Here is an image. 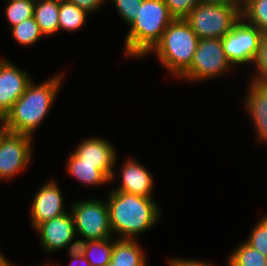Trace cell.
<instances>
[{
  "label": "cell",
  "instance_id": "cell-1",
  "mask_svg": "<svg viewBox=\"0 0 267 266\" xmlns=\"http://www.w3.org/2000/svg\"><path fill=\"white\" fill-rule=\"evenodd\" d=\"M107 205L113 237L137 240V236L151 230L161 219V211L150 197L109 190Z\"/></svg>",
  "mask_w": 267,
  "mask_h": 266
},
{
  "label": "cell",
  "instance_id": "cell-2",
  "mask_svg": "<svg viewBox=\"0 0 267 266\" xmlns=\"http://www.w3.org/2000/svg\"><path fill=\"white\" fill-rule=\"evenodd\" d=\"M63 76V72L55 73L40 84L32 80L5 115L4 124L8 131L34 137L33 133L51 111L61 89Z\"/></svg>",
  "mask_w": 267,
  "mask_h": 266
},
{
  "label": "cell",
  "instance_id": "cell-3",
  "mask_svg": "<svg viewBox=\"0 0 267 266\" xmlns=\"http://www.w3.org/2000/svg\"><path fill=\"white\" fill-rule=\"evenodd\" d=\"M173 20L164 0H143L125 37L124 56L137 60L147 56Z\"/></svg>",
  "mask_w": 267,
  "mask_h": 266
},
{
  "label": "cell",
  "instance_id": "cell-4",
  "mask_svg": "<svg viewBox=\"0 0 267 266\" xmlns=\"http://www.w3.org/2000/svg\"><path fill=\"white\" fill-rule=\"evenodd\" d=\"M199 38L185 19H174L165 29L153 52L162 67L179 78L191 65Z\"/></svg>",
  "mask_w": 267,
  "mask_h": 266
},
{
  "label": "cell",
  "instance_id": "cell-5",
  "mask_svg": "<svg viewBox=\"0 0 267 266\" xmlns=\"http://www.w3.org/2000/svg\"><path fill=\"white\" fill-rule=\"evenodd\" d=\"M242 6L200 2L187 15L185 21L199 39L222 38L239 21Z\"/></svg>",
  "mask_w": 267,
  "mask_h": 266
},
{
  "label": "cell",
  "instance_id": "cell-6",
  "mask_svg": "<svg viewBox=\"0 0 267 266\" xmlns=\"http://www.w3.org/2000/svg\"><path fill=\"white\" fill-rule=\"evenodd\" d=\"M90 198L76 201L70 205V213L75 225L78 243L113 237L106 199Z\"/></svg>",
  "mask_w": 267,
  "mask_h": 266
},
{
  "label": "cell",
  "instance_id": "cell-7",
  "mask_svg": "<svg viewBox=\"0 0 267 266\" xmlns=\"http://www.w3.org/2000/svg\"><path fill=\"white\" fill-rule=\"evenodd\" d=\"M233 66L226 58L221 38L199 39L190 67L177 79L193 83L216 79Z\"/></svg>",
  "mask_w": 267,
  "mask_h": 266
},
{
  "label": "cell",
  "instance_id": "cell-8",
  "mask_svg": "<svg viewBox=\"0 0 267 266\" xmlns=\"http://www.w3.org/2000/svg\"><path fill=\"white\" fill-rule=\"evenodd\" d=\"M263 33L248 24L242 17L224 37L221 38L223 50L230 64L234 66L251 65L258 52Z\"/></svg>",
  "mask_w": 267,
  "mask_h": 266
},
{
  "label": "cell",
  "instance_id": "cell-9",
  "mask_svg": "<svg viewBox=\"0 0 267 266\" xmlns=\"http://www.w3.org/2000/svg\"><path fill=\"white\" fill-rule=\"evenodd\" d=\"M33 137L7 131L0 141V180L10 181L24 171L33 158Z\"/></svg>",
  "mask_w": 267,
  "mask_h": 266
},
{
  "label": "cell",
  "instance_id": "cell-10",
  "mask_svg": "<svg viewBox=\"0 0 267 266\" xmlns=\"http://www.w3.org/2000/svg\"><path fill=\"white\" fill-rule=\"evenodd\" d=\"M35 231L39 235L42 248L48 254L63 250L67 246L69 247L68 251L78 247L79 243L75 239L76 230L70 211L39 224Z\"/></svg>",
  "mask_w": 267,
  "mask_h": 266
},
{
  "label": "cell",
  "instance_id": "cell-11",
  "mask_svg": "<svg viewBox=\"0 0 267 266\" xmlns=\"http://www.w3.org/2000/svg\"><path fill=\"white\" fill-rule=\"evenodd\" d=\"M57 180L50 179L42 185L31 203L30 221L35 229L39 224L69 212Z\"/></svg>",
  "mask_w": 267,
  "mask_h": 266
},
{
  "label": "cell",
  "instance_id": "cell-12",
  "mask_svg": "<svg viewBox=\"0 0 267 266\" xmlns=\"http://www.w3.org/2000/svg\"><path fill=\"white\" fill-rule=\"evenodd\" d=\"M28 72L18 68L9 59L0 58V111L6 113L22 96L33 80Z\"/></svg>",
  "mask_w": 267,
  "mask_h": 266
},
{
  "label": "cell",
  "instance_id": "cell-13",
  "mask_svg": "<svg viewBox=\"0 0 267 266\" xmlns=\"http://www.w3.org/2000/svg\"><path fill=\"white\" fill-rule=\"evenodd\" d=\"M120 175L114 172L110 178V182L115 180V176H119L120 184L113 191H121L126 193L135 194L142 197L153 196L154 180L152 173L142 163L133 157L124 161L121 166Z\"/></svg>",
  "mask_w": 267,
  "mask_h": 266
},
{
  "label": "cell",
  "instance_id": "cell-14",
  "mask_svg": "<svg viewBox=\"0 0 267 266\" xmlns=\"http://www.w3.org/2000/svg\"><path fill=\"white\" fill-rule=\"evenodd\" d=\"M73 153L80 159V163L98 164L102 170L111 178L114 166L117 162V152L113 144L101 137H89L80 141Z\"/></svg>",
  "mask_w": 267,
  "mask_h": 266
},
{
  "label": "cell",
  "instance_id": "cell-15",
  "mask_svg": "<svg viewBox=\"0 0 267 266\" xmlns=\"http://www.w3.org/2000/svg\"><path fill=\"white\" fill-rule=\"evenodd\" d=\"M244 98V109L250 116L255 129V137L267 144V84L249 80Z\"/></svg>",
  "mask_w": 267,
  "mask_h": 266
},
{
  "label": "cell",
  "instance_id": "cell-16",
  "mask_svg": "<svg viewBox=\"0 0 267 266\" xmlns=\"http://www.w3.org/2000/svg\"><path fill=\"white\" fill-rule=\"evenodd\" d=\"M66 170L75 180L87 187L106 186L110 184V178L100 169L98 164L80 163V159L72 152L68 156Z\"/></svg>",
  "mask_w": 267,
  "mask_h": 266
},
{
  "label": "cell",
  "instance_id": "cell-17",
  "mask_svg": "<svg viewBox=\"0 0 267 266\" xmlns=\"http://www.w3.org/2000/svg\"><path fill=\"white\" fill-rule=\"evenodd\" d=\"M139 240L117 239L114 242L112 266H147V256Z\"/></svg>",
  "mask_w": 267,
  "mask_h": 266
},
{
  "label": "cell",
  "instance_id": "cell-18",
  "mask_svg": "<svg viewBox=\"0 0 267 266\" xmlns=\"http://www.w3.org/2000/svg\"><path fill=\"white\" fill-rule=\"evenodd\" d=\"M33 17L44 37L59 33V0H35Z\"/></svg>",
  "mask_w": 267,
  "mask_h": 266
},
{
  "label": "cell",
  "instance_id": "cell-19",
  "mask_svg": "<svg viewBox=\"0 0 267 266\" xmlns=\"http://www.w3.org/2000/svg\"><path fill=\"white\" fill-rule=\"evenodd\" d=\"M115 237L84 241L78 244V249L88 260L91 266H107L111 260Z\"/></svg>",
  "mask_w": 267,
  "mask_h": 266
},
{
  "label": "cell",
  "instance_id": "cell-20",
  "mask_svg": "<svg viewBox=\"0 0 267 266\" xmlns=\"http://www.w3.org/2000/svg\"><path fill=\"white\" fill-rule=\"evenodd\" d=\"M89 13L67 0H59V32L75 33L87 22Z\"/></svg>",
  "mask_w": 267,
  "mask_h": 266
},
{
  "label": "cell",
  "instance_id": "cell-21",
  "mask_svg": "<svg viewBox=\"0 0 267 266\" xmlns=\"http://www.w3.org/2000/svg\"><path fill=\"white\" fill-rule=\"evenodd\" d=\"M234 249L227 257L229 266H267V257L245 241Z\"/></svg>",
  "mask_w": 267,
  "mask_h": 266
},
{
  "label": "cell",
  "instance_id": "cell-22",
  "mask_svg": "<svg viewBox=\"0 0 267 266\" xmlns=\"http://www.w3.org/2000/svg\"><path fill=\"white\" fill-rule=\"evenodd\" d=\"M241 16L248 24L267 33V0H244Z\"/></svg>",
  "mask_w": 267,
  "mask_h": 266
},
{
  "label": "cell",
  "instance_id": "cell-23",
  "mask_svg": "<svg viewBox=\"0 0 267 266\" xmlns=\"http://www.w3.org/2000/svg\"><path fill=\"white\" fill-rule=\"evenodd\" d=\"M10 31L13 40L26 47L36 44L41 37H44L34 17L11 27Z\"/></svg>",
  "mask_w": 267,
  "mask_h": 266
},
{
  "label": "cell",
  "instance_id": "cell-24",
  "mask_svg": "<svg viewBox=\"0 0 267 266\" xmlns=\"http://www.w3.org/2000/svg\"><path fill=\"white\" fill-rule=\"evenodd\" d=\"M7 3L4 14L10 28L21 23L25 19L32 18L35 0H3Z\"/></svg>",
  "mask_w": 267,
  "mask_h": 266
},
{
  "label": "cell",
  "instance_id": "cell-25",
  "mask_svg": "<svg viewBox=\"0 0 267 266\" xmlns=\"http://www.w3.org/2000/svg\"><path fill=\"white\" fill-rule=\"evenodd\" d=\"M251 66L256 69L255 72L252 70L254 75L251 73L249 80L267 84V33H263L260 39L258 52Z\"/></svg>",
  "mask_w": 267,
  "mask_h": 266
},
{
  "label": "cell",
  "instance_id": "cell-26",
  "mask_svg": "<svg viewBox=\"0 0 267 266\" xmlns=\"http://www.w3.org/2000/svg\"><path fill=\"white\" fill-rule=\"evenodd\" d=\"M245 242L267 257V214L259 218Z\"/></svg>",
  "mask_w": 267,
  "mask_h": 266
},
{
  "label": "cell",
  "instance_id": "cell-27",
  "mask_svg": "<svg viewBox=\"0 0 267 266\" xmlns=\"http://www.w3.org/2000/svg\"><path fill=\"white\" fill-rule=\"evenodd\" d=\"M112 2L117 13L126 25L129 27L136 19L139 8L143 0H107Z\"/></svg>",
  "mask_w": 267,
  "mask_h": 266
},
{
  "label": "cell",
  "instance_id": "cell-28",
  "mask_svg": "<svg viewBox=\"0 0 267 266\" xmlns=\"http://www.w3.org/2000/svg\"><path fill=\"white\" fill-rule=\"evenodd\" d=\"M174 19H185L201 0H164Z\"/></svg>",
  "mask_w": 267,
  "mask_h": 266
},
{
  "label": "cell",
  "instance_id": "cell-29",
  "mask_svg": "<svg viewBox=\"0 0 267 266\" xmlns=\"http://www.w3.org/2000/svg\"><path fill=\"white\" fill-rule=\"evenodd\" d=\"M67 1L74 3L80 9L85 10L90 15L96 11H99V8L104 7L105 4L108 3L107 0H67Z\"/></svg>",
  "mask_w": 267,
  "mask_h": 266
},
{
  "label": "cell",
  "instance_id": "cell-30",
  "mask_svg": "<svg viewBox=\"0 0 267 266\" xmlns=\"http://www.w3.org/2000/svg\"><path fill=\"white\" fill-rule=\"evenodd\" d=\"M214 264H212V262H208L206 260H195V259H183L182 258H170V260H168V266H213Z\"/></svg>",
  "mask_w": 267,
  "mask_h": 266
},
{
  "label": "cell",
  "instance_id": "cell-31",
  "mask_svg": "<svg viewBox=\"0 0 267 266\" xmlns=\"http://www.w3.org/2000/svg\"><path fill=\"white\" fill-rule=\"evenodd\" d=\"M68 256L71 258L69 266H91L78 248L68 251Z\"/></svg>",
  "mask_w": 267,
  "mask_h": 266
},
{
  "label": "cell",
  "instance_id": "cell-32",
  "mask_svg": "<svg viewBox=\"0 0 267 266\" xmlns=\"http://www.w3.org/2000/svg\"><path fill=\"white\" fill-rule=\"evenodd\" d=\"M205 3L221 4L226 6H242L241 0H201Z\"/></svg>",
  "mask_w": 267,
  "mask_h": 266
},
{
  "label": "cell",
  "instance_id": "cell-33",
  "mask_svg": "<svg viewBox=\"0 0 267 266\" xmlns=\"http://www.w3.org/2000/svg\"><path fill=\"white\" fill-rule=\"evenodd\" d=\"M0 266H17V265L10 262V259L8 260L6 256L0 252Z\"/></svg>",
  "mask_w": 267,
  "mask_h": 266
},
{
  "label": "cell",
  "instance_id": "cell-34",
  "mask_svg": "<svg viewBox=\"0 0 267 266\" xmlns=\"http://www.w3.org/2000/svg\"><path fill=\"white\" fill-rule=\"evenodd\" d=\"M8 131L4 122H0V141L3 138L4 134Z\"/></svg>",
  "mask_w": 267,
  "mask_h": 266
},
{
  "label": "cell",
  "instance_id": "cell-35",
  "mask_svg": "<svg viewBox=\"0 0 267 266\" xmlns=\"http://www.w3.org/2000/svg\"><path fill=\"white\" fill-rule=\"evenodd\" d=\"M5 115L0 111V122H4Z\"/></svg>",
  "mask_w": 267,
  "mask_h": 266
},
{
  "label": "cell",
  "instance_id": "cell-36",
  "mask_svg": "<svg viewBox=\"0 0 267 266\" xmlns=\"http://www.w3.org/2000/svg\"><path fill=\"white\" fill-rule=\"evenodd\" d=\"M40 266H41V264H40ZM42 266H59V265H54V263H44V264H42Z\"/></svg>",
  "mask_w": 267,
  "mask_h": 266
},
{
  "label": "cell",
  "instance_id": "cell-37",
  "mask_svg": "<svg viewBox=\"0 0 267 266\" xmlns=\"http://www.w3.org/2000/svg\"><path fill=\"white\" fill-rule=\"evenodd\" d=\"M107 266H112V262L110 261V262L107 264Z\"/></svg>",
  "mask_w": 267,
  "mask_h": 266
}]
</instances>
